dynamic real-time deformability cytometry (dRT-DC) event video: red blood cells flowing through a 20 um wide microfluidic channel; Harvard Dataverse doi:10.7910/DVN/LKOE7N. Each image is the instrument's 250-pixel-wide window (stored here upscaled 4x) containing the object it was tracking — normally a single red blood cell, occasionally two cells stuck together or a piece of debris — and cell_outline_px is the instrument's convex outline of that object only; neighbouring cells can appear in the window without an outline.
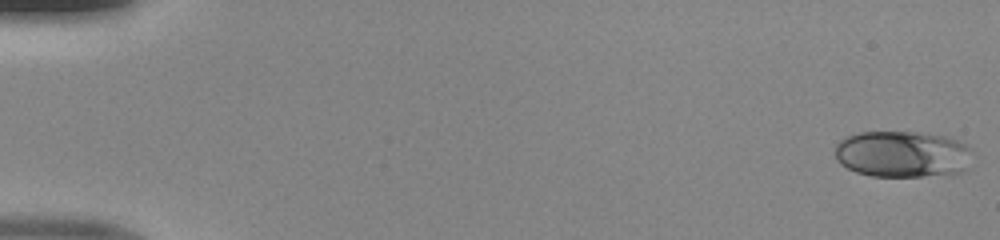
{"species": "human", "species_latin": "Homo sapiens", "temperature_condition": "room temperature", "stored_images_in_passage": 49, "camera_frame_rate_fps": 3000, "um_per_image_px": 0.085, "donor": {"sex": "male"}, "frame": {"image": 1, "passage_image": 1, "time_ms": 0.0, "image_size_px": [1000, 240], "cell_outline_px": [[972, 152], [964, 168], [960, 172], [920, 176], [872, 176], [856, 172], [840, 164], [836, 160], [836, 144], [840, 140], [848, 136], [860, 132], [916, 132], [948, 136], [972, 148]], "centroid_in_image_um": [76.67, 13.09], "position_along_channel_um": 8.3, "area_um2": 36.99}}
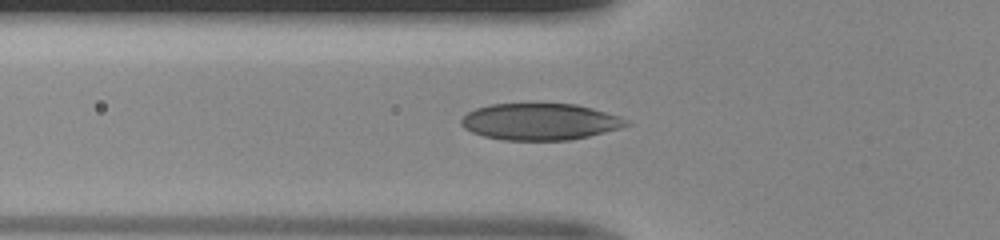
{"frame": {"image": 2, "passage_image": 18, "time_ms": 5.667, "image_size_px": [1000, 240], "cell_outline_px": [[632, 124], [620, 128], [588, 136], [568, 140], [504, 140], [484, 136], [472, 132], [464, 128], [460, 124], [460, 120], [468, 112], [476, 108], [492, 104], [576, 104], [592, 108], [620, 116], [628, 120]], "centroid_in_image_um": [45.91, 10.34], "position_along_channel_um": 79.9, "area_um2": 35.14}}
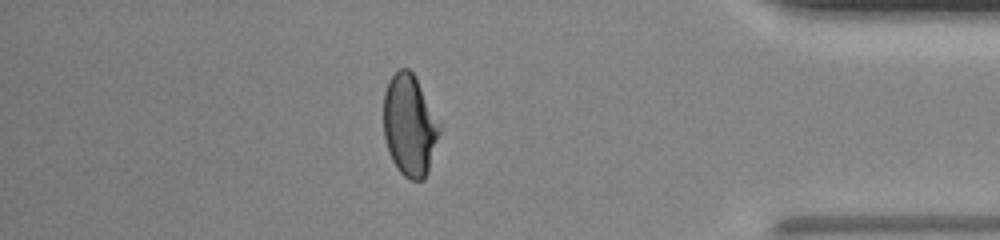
{"frame": {"image": 3, "passage_image": 43, "time_ms": 14.0, "image_size_px": [1000, 240], "cell_outline_px": [[440, 132], [428, 172], [424, 180], [412, 180], [404, 176], [400, 172], [392, 160], [388, 152], [384, 136], [384, 92], [388, 80], [400, 68], [408, 68], [416, 76], [440, 120]], "centroid_in_image_um": [34.83, 10.63], "position_along_channel_um": 400.4, "area_um2": 33.47}}